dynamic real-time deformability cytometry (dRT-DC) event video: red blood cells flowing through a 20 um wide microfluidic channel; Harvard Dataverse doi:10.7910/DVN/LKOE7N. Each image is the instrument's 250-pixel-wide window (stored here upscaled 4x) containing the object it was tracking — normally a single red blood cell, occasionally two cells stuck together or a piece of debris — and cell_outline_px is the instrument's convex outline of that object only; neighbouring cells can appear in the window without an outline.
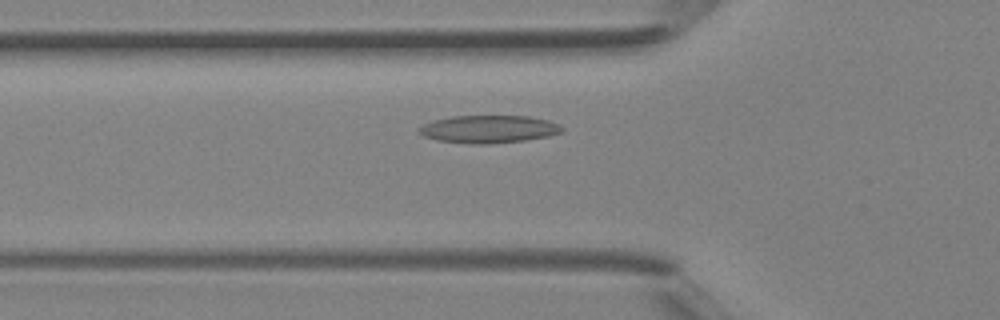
{"species": "Egyptian fruit bat (a non-hibernating species)", "species_latin": "Rousettus aegyptiacus", "temperature_condition": "room temperature", "stored_images_in_passage": 38, "camera_frame_rate_fps": 3000, "um_per_image_px": 0.085, "animal": {"sex": "female"}, "frame": {"image": 1, "passage_image": 10, "time_ms": 3.0, "image_size_px": [1000, 320], "cell_outline_px": [[564, 128], [560, 132], [548, 136], [524, 140], [488, 144], [472, 144], [436, 140], [424, 136], [416, 128], [432, 120], [452, 116], [528, 116], [548, 120], [560, 124]], "centroid_in_image_um": [41.52, 10.97], "position_along_channel_um": 84.3, "area_um2": 23.06}}
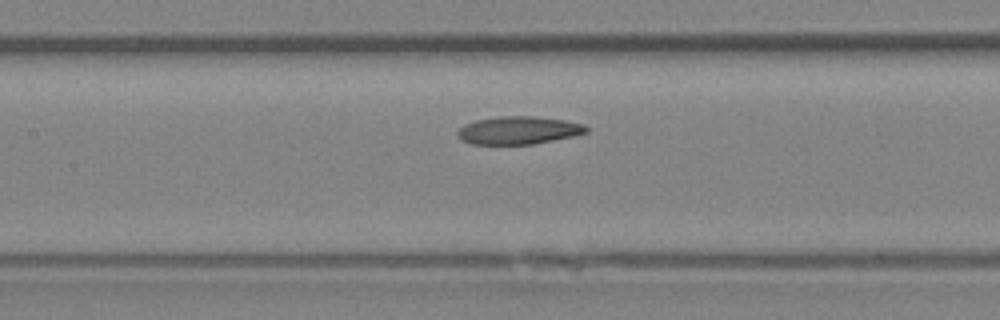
{"frame": {"image": 2, "passage_image": 15, "time_ms": 4.667, "image_size_px": [1000, 320], "cell_outline_px": [[588, 132], [572, 136], [532, 144], [472, 144], [460, 140], [456, 136], [456, 132], [464, 124], [476, 120], [500, 116], [532, 116], [564, 120], [584, 124], [588, 128]], "centroid_in_image_um": [44.03, 11.07], "position_along_channel_um": 163.4, "area_um2": 20.87}}
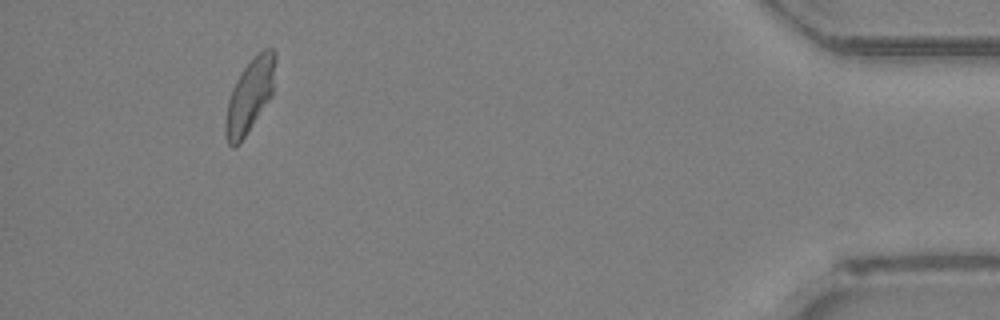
{"frame": {"image": 3, "passage_image": 35, "time_ms": 11.333, "image_size_px": [1000, 320], "cell_outline_px": [[276, 60], [272, 96], [240, 144], [232, 148], [228, 144], [224, 132], [224, 120], [228, 100], [232, 88], [236, 80], [244, 68], [264, 48], [272, 48], [276, 52]], "centroid_in_image_um": [21.22, 8.18], "position_along_channel_um": 414.0, "area_um2": 21.44}}